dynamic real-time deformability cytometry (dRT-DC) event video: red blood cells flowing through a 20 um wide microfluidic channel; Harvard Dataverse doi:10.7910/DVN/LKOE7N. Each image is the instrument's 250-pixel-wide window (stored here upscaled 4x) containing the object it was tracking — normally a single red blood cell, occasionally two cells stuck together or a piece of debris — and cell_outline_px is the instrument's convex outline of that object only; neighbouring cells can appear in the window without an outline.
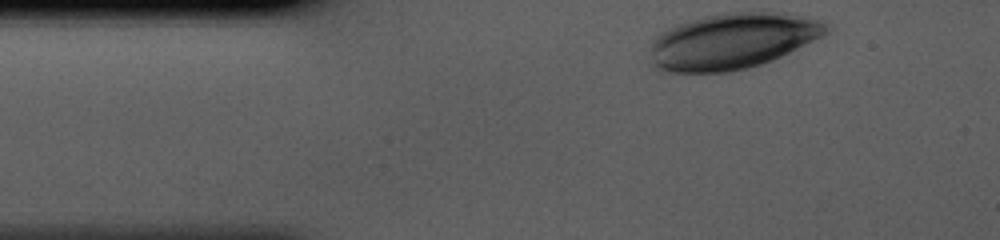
{"species": "human", "species_latin": "Homo sapiens", "temperature_condition": "cold", "stored_images_in_passage": 32, "camera_frame_rate_fps": 3000, "um_per_image_px": 0.085, "donor": {"sex": "male"}, "frame": {"image": 1, "passage_image": 1, "time_ms": 0.0, "image_size_px": [1000, 240], "cell_outline_px": [[828, 32], [772, 60], [748, 68], [728, 72], [668, 72], [656, 68], [652, 64], [652, 40], [660, 32], [676, 24], [688, 20], [704, 16], [724, 12], [764, 12], [800, 16], [816, 20], [824, 24], [828, 28]], "centroid_in_image_um": [62.15, 3.5], "position_along_channel_um": 22.9, "area_um2": 56.47}}
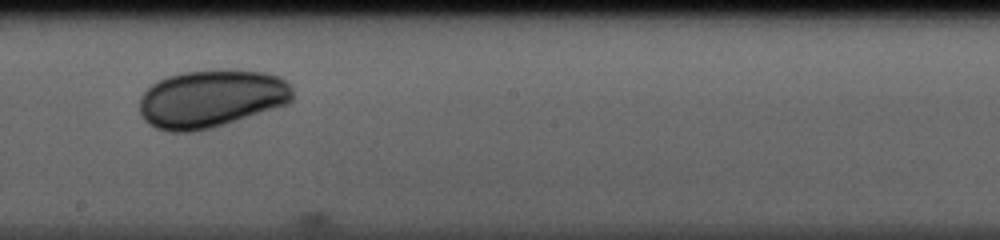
{"frame": {"image": 2, "passage_image": 19, "time_ms": 6.0, "image_size_px": [1000, 240], "cell_outline_px": [[292, 100], [288, 104], [212, 128], [192, 132], [168, 132], [156, 128], [148, 124], [144, 120], [140, 112], [140, 96], [152, 84], [168, 76], [184, 72], [264, 72], [280, 76], [292, 88]], "centroid_in_image_um": [17.93, 8.43], "position_along_channel_um": 230.3, "area_um2": 50.86}}
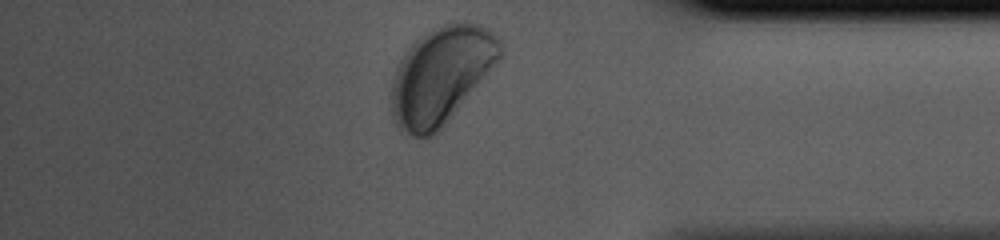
{"frame": {"image": 3, "passage_image": 32, "time_ms": 10.333, "image_size_px": [1000, 240], "cell_outline_px": [[504, 52], [444, 124], [432, 136], [412, 136], [400, 132], [396, 128], [392, 120], [392, 80], [396, 68], [400, 60], [408, 48], [420, 36], [452, 20], [468, 20], [480, 24], [488, 28], [500, 36], [504, 44]], "centroid_in_image_um": [37.49, 6.34], "position_along_channel_um": 397.7, "area_um2": 61.15}}